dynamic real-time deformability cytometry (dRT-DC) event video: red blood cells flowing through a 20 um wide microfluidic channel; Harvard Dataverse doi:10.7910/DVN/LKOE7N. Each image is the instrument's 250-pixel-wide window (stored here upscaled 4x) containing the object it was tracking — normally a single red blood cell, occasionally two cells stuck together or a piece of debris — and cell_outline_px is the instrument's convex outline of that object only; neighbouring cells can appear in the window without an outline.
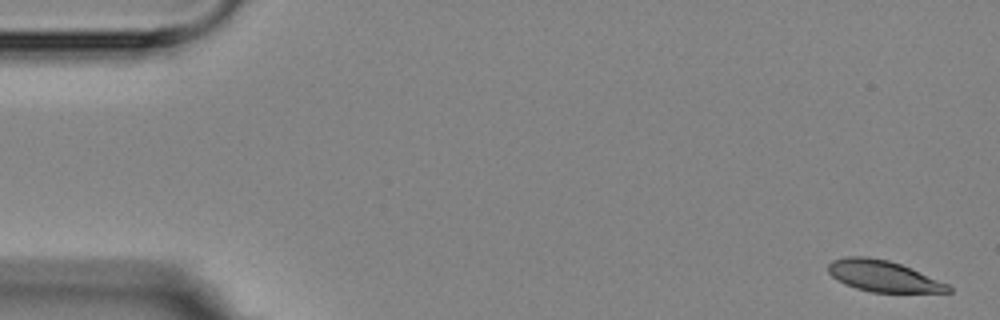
{"species": "Egyptian fruit bat (a non-hibernating species)", "species_latin": "Rousettus aegyptiacus", "temperature_condition": "room temperature", "stored_images_in_passage": 4, "camera_frame_rate_fps": 3000, "um_per_image_px": 0.085, "animal": {"sex": "female"}, "frame": {"image": 1, "passage_image": 1, "time_ms": 0.0, "image_size_px": [1000, 320], "cell_outline_px": [[952, 292], [872, 292], [856, 288], [844, 284], [832, 276], [828, 272], [828, 264], [832, 260], [848, 256], [868, 256], [888, 260], [900, 264], [948, 284], [952, 288]], "centroid_in_image_um": [75.04, 23.46], "position_along_channel_um": 10.0, "area_um2": 21.62}}
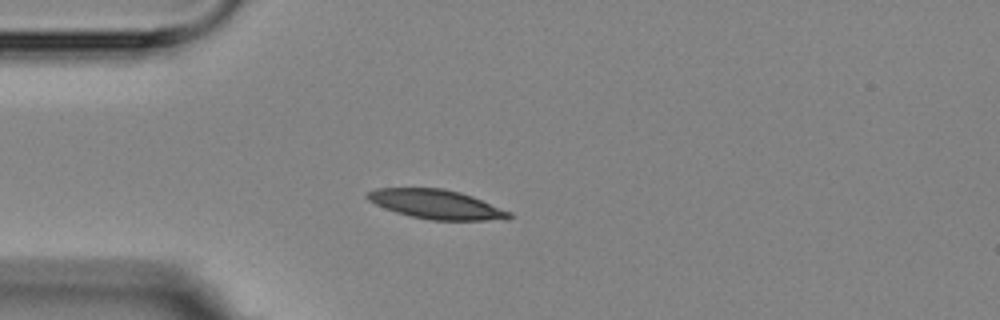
{"frame": {"image": 2, "passage_image": 4, "time_ms": 4.333, "image_size_px": [1000, 320], "cell_outline_px": [[512, 216], [484, 220], [432, 220], [412, 216], [396, 212], [384, 208], [368, 200], [364, 196], [368, 192], [376, 188], [444, 188], [460, 192], [472, 196], [512, 212]], "centroid_in_image_um": [37.03, 17.35], "position_along_channel_um": 48.0, "area_um2": 23.81}}